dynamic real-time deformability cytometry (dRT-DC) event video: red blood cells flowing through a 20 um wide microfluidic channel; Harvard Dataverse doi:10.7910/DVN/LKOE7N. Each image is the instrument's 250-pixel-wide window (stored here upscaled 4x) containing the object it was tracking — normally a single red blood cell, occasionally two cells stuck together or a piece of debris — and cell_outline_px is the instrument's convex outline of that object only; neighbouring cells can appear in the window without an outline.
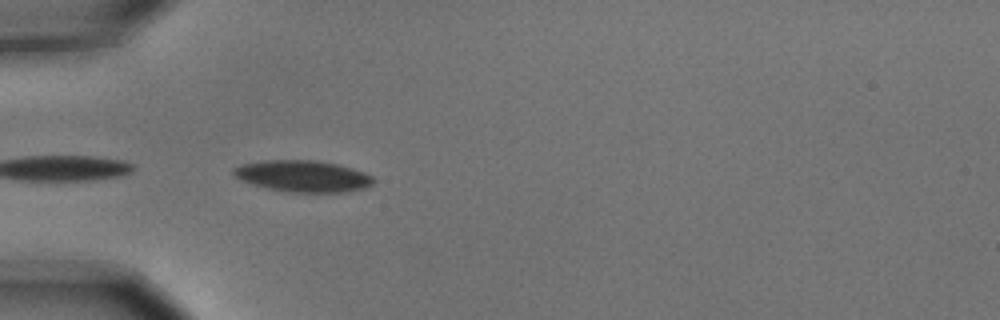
{"species": "common noctule bat (a hibernating species)", "species_latin": "Nyctalus noctula", "temperature_condition": "cold", "stored_images_in_passage": 5, "camera_frame_rate_fps": 3000, "um_per_image_px": 0.085, "animal": {"sex": "male", "body_mass_g": 15.6}, "frame": {"image": 1, "passage_image": 5, "time_ms": 1.333, "image_size_px": [1000, 320], "cell_outline_px": [[376, 180], [372, 184], [364, 188], [344, 192], [288, 192], [268, 188], [252, 184], [240, 180], [232, 172], [232, 168], [240, 164], [264, 160], [316, 160], [336, 164], [352, 168], [364, 172], [372, 176]], "centroid_in_image_um": [25.73, 14.96], "position_along_channel_um": 59.3, "area_um2": 25.72}}